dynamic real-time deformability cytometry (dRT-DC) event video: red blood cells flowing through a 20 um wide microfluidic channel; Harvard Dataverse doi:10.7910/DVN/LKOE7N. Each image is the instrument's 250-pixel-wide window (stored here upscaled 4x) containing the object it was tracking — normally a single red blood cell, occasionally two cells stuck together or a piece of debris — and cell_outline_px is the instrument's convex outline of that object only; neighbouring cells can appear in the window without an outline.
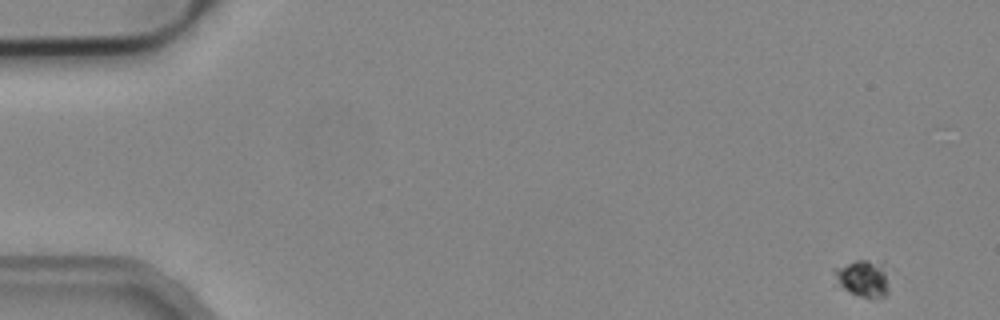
{"species": "common noctule bat (a hibernating species)", "species_latin": "Nyctalus noctula", "temperature_condition": "cold", "stored_images_in_passage": 54, "camera_frame_rate_fps": 3000, "um_per_image_px": 0.085, "animal": {"sex": "male", "body_mass_g": 19.2, "forearm_length_mm": 51.8}, "frame": {"image": 1, "passage_image": 1, "time_ms": 0.0, "image_size_px": [1000, 320], "cell_outline_px": [[888, 292], [884, 296], [872, 300], [848, 292], [840, 284], [832, 268], [856, 260], [884, 260]], "centroid_in_image_um": [73.4, 23.64], "position_along_channel_um": 11.6, "area_um2": 11.91}}
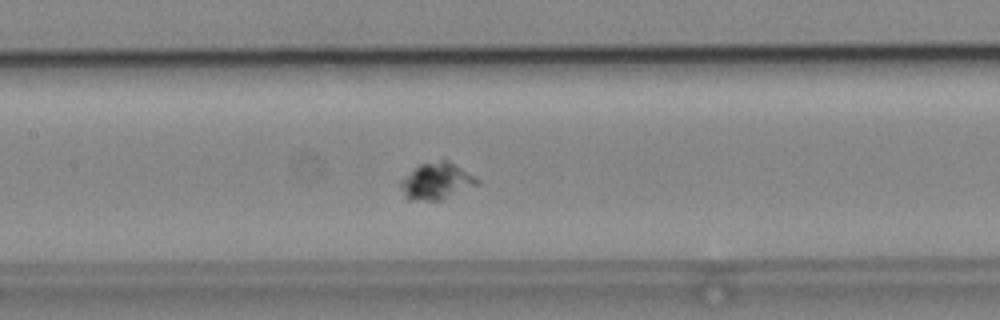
{"frame": {"image": 2, "passage_image": 25, "time_ms": 8.0, "image_size_px": [1000, 320], "cell_outline_px": [[480, 184], [440, 200], [404, 200], [400, 184], [400, 180], [420, 164], [444, 156], [480, 180]], "centroid_in_image_um": [37.1, 15.36], "position_along_channel_um": 170.3, "area_um2": 16.76}}
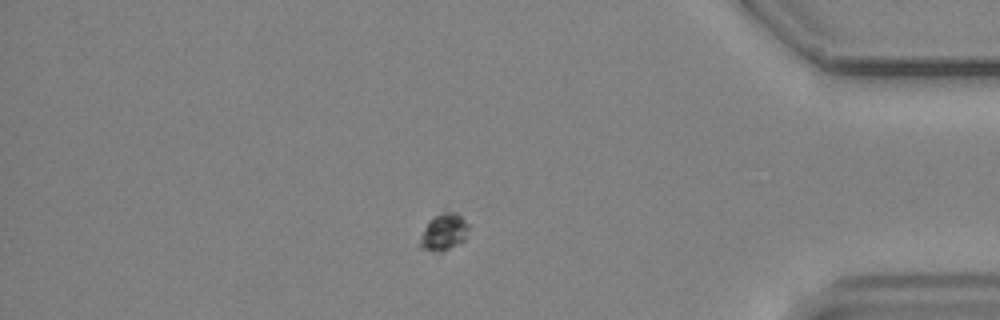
{"frame": {"image": 3, "passage_image": 46, "time_ms": 15.0, "image_size_px": [1000, 320], "cell_outline_px": [[468, 228], [464, 240], [440, 252], [420, 248], [416, 244], [420, 236], [428, 224], [436, 216], [444, 212], [456, 212], [468, 224]], "centroid_in_image_um": [37.69, 19.75], "position_along_channel_um": 397.5, "area_um2": 10.06}}